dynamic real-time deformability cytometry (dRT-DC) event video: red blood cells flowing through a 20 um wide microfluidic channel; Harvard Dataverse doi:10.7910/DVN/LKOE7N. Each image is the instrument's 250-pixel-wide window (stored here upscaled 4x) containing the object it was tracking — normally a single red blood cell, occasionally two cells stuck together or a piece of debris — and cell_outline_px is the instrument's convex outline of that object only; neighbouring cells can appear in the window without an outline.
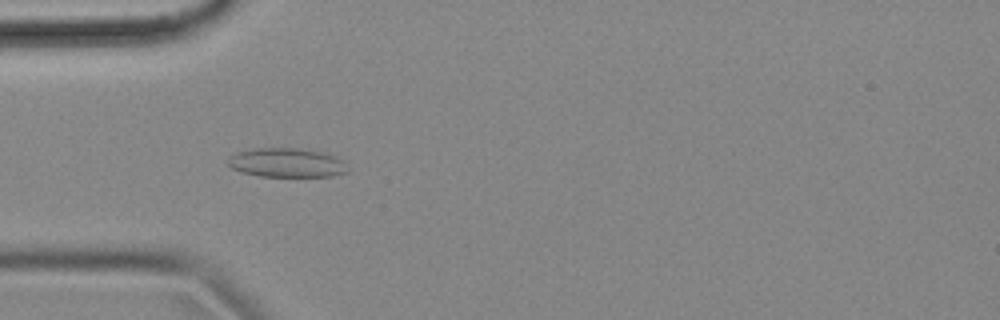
{"species": "common noctule bat (a hibernating species)", "species_latin": "Nyctalus noctula", "temperature_condition": "cold", "stored_images_in_passage": 55, "camera_frame_rate_fps": 3000, "um_per_image_px": 0.085, "animal": {"sex": "female", "body_mass_g": 18.4}, "frame": {"image": 1, "passage_image": 16, "time_ms": 5.0, "image_size_px": [1000, 320], "cell_outline_px": [[348, 172], [332, 176], [260, 176], [240, 172], [232, 168], [228, 164], [228, 160], [232, 156], [240, 152], [256, 148], [296, 148], [324, 152], [336, 156], [344, 160], [348, 168]], "centroid_in_image_um": [24.43, 13.83], "position_along_channel_um": 60.6, "area_um2": 20.29}}
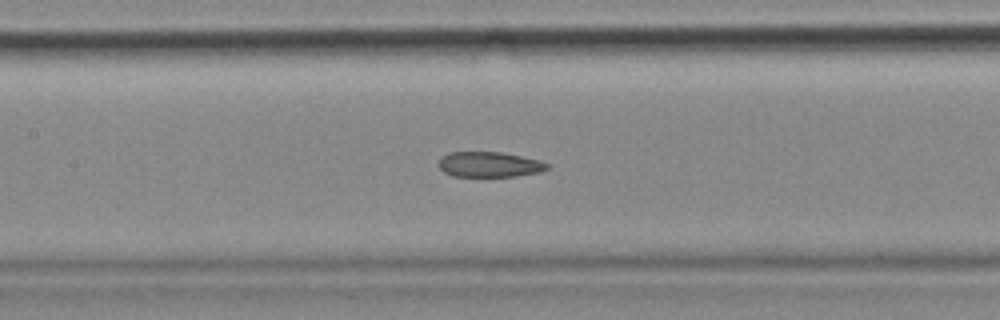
{"frame": {"image": 2, "passage_image": 25, "time_ms": 8.0, "image_size_px": [1000, 320], "cell_outline_px": [[548, 168], [540, 172], [516, 176], [452, 176], [444, 172], [440, 168], [440, 156], [448, 152], [500, 152], [540, 160], [548, 164]], "centroid_in_image_um": [41.58, 13.97], "position_along_channel_um": 165.8, "area_um2": 15.9}}
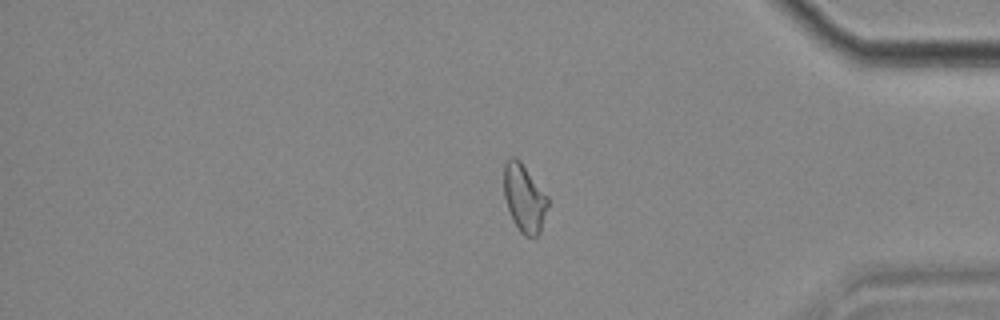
{"frame": {"image": 3, "passage_image": 46, "time_ms": 15.0, "image_size_px": [1000, 320], "cell_outline_px": [[548, 204], [540, 232], [536, 236], [524, 236], [520, 232], [508, 208], [504, 196], [504, 164], [512, 156], [516, 156], [520, 160], [548, 196]], "centroid_in_image_um": [44.56, 16.81], "position_along_channel_um": 390.6, "area_um2": 17.17}, "authors_computed_cell_mechanics": {"area_um2": 17.8602, "velocity_mm_per_s": 3.5531, "shape_relaxation_time_tau1_ms": null, "shape_relaxation_time_tau2_ms": 3.4929, "deformation_change_tau1": null, "deformation_change_tau2": 0.1013}}